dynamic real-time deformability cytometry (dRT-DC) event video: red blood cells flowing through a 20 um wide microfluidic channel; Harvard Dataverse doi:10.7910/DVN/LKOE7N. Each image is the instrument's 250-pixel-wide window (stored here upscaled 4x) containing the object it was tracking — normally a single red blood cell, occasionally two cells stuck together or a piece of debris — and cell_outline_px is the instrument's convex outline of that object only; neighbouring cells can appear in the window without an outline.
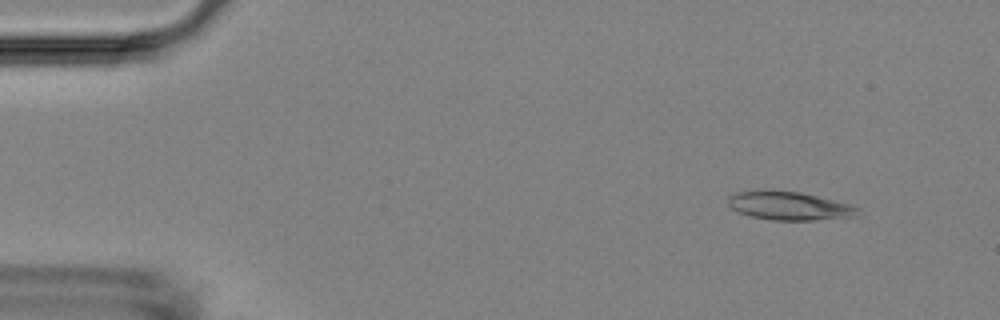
{"species": "Egyptian fruit bat (a non-hibernating species)", "species_latin": "Rousettus aegyptiacus", "temperature_condition": "room temperature", "stored_images_in_passage": 18, "camera_frame_rate_fps": 3000, "um_per_image_px": 0.085, "animal": {"sex": "female"}, "frame": {"image": 1, "passage_image": 2, "time_ms": 0.333, "image_size_px": [1000, 320], "cell_outline_px": [[860, 216], [816, 220], [772, 220], [748, 216], [736, 212], [728, 204], [728, 196], [736, 192], [764, 188], [800, 192], [852, 204], [860, 208]], "centroid_in_image_um": [67.07, 17.48], "position_along_channel_um": 17.9, "area_um2": 22.25}}
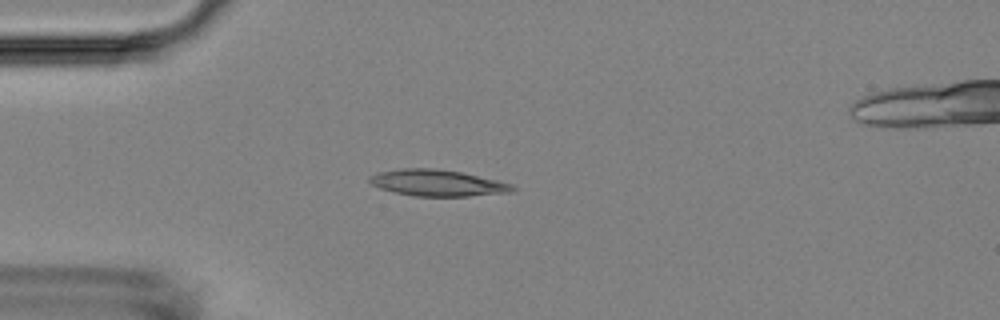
{"frame": {"image": 2, "passage_image": 11, "time_ms": 3.333, "image_size_px": [1000, 320], "cell_outline_px": [[516, 188], [512, 192], [468, 196], [412, 196], [380, 188], [372, 184], [368, 180], [368, 176], [376, 172], [404, 168], [432, 168], [460, 172], [496, 180], [512, 184]], "centroid_in_image_um": [37.15, 15.55], "position_along_channel_um": 47.9, "area_um2": 21.85}}
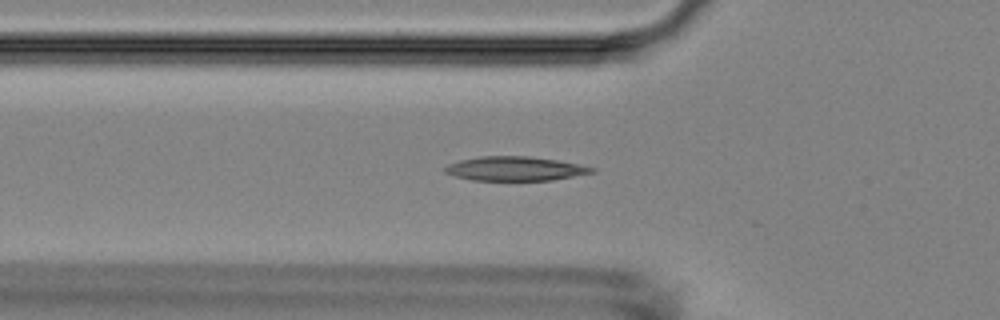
{"frame": {"image": 3, "passage_image": 15, "time_ms": 4.667, "image_size_px": [1000, 320], "cell_outline_px": [[596, 172], [552, 180], [472, 180], [456, 176], [444, 172], [444, 168], [448, 164], [460, 160], [480, 156], [528, 156], [556, 160], [580, 164], [596, 168]], "centroid_in_image_um": [43.8, 14.33], "position_along_channel_um": 82.0, "area_um2": 20.63}}